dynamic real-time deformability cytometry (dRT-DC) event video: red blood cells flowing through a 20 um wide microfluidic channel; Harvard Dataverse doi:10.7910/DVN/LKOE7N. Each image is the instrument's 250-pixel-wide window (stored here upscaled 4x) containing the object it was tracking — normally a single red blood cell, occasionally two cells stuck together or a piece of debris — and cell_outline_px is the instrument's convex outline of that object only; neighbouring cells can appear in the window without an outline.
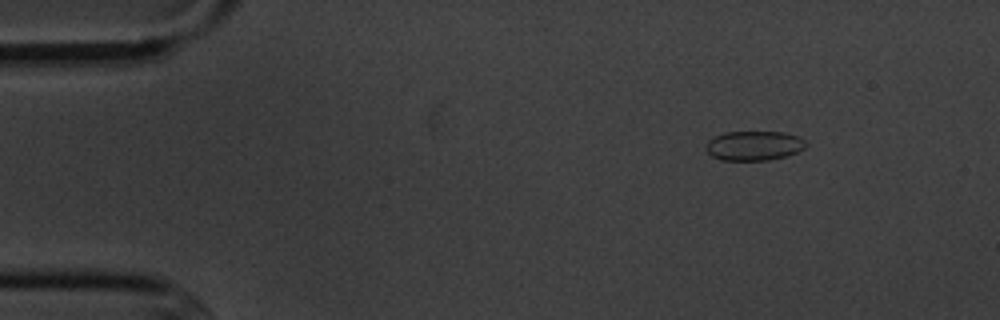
{"species": "common noctule bat (a hibernating species)", "species_latin": "Nyctalus noctula", "temperature_condition": "cold", "stored_images_in_passage": 4, "camera_frame_rate_fps": 3000, "um_per_image_px": 0.085, "animal": {"sex": "male", "body_mass_g": 20.1, "forearm_length_mm": 53.5}, "frame": {"image": 1, "passage_image": 2, "time_ms": 1.0, "image_size_px": [1000, 320], "cell_outline_px": [[808, 144], [804, 148], [796, 152], [784, 156], [768, 160], [720, 160], [712, 156], [704, 148], [708, 140], [724, 132], [784, 132], [796, 136], [804, 140]], "centroid_in_image_um": [64.06, 12.38], "position_along_channel_um": 20.9, "area_um2": 17.11}}